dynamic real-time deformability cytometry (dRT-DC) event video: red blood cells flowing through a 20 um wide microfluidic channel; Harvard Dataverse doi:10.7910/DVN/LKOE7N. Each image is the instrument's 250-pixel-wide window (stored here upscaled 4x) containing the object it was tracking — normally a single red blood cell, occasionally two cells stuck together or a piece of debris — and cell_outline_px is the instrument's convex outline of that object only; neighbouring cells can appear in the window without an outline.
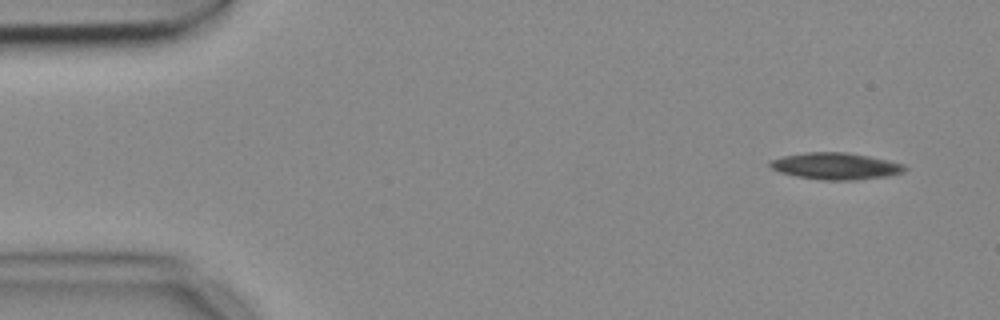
{"species": "common noctule bat (a hibernating species)", "species_latin": "Nyctalus noctula", "temperature_condition": "cold", "stored_images_in_passage": 3, "camera_frame_rate_fps": 3000, "um_per_image_px": 0.085, "animal": {"sex": "female", "body_mass_g": 18.4}, "frame": {"image": 1, "passage_image": 1, "time_ms": 0.0, "image_size_px": [1000, 320], "cell_outline_px": [[908, 168], [904, 172], [888, 176], [852, 180], [828, 180], [796, 176], [780, 172], [772, 168], [768, 164], [772, 160], [784, 156], [808, 152], [844, 152], [868, 156], [904, 164]], "centroid_in_image_um": [71.06, 14.12], "position_along_channel_um": 13.9, "area_um2": 20.69}}